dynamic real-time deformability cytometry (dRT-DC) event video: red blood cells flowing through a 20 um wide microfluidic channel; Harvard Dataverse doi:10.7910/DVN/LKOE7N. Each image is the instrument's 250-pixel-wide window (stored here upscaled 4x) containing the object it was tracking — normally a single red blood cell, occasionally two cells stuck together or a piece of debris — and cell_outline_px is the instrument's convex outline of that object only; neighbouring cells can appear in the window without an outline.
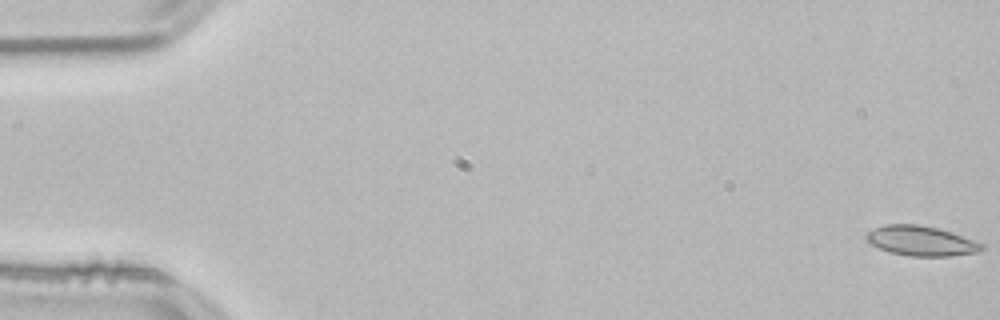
{"species": "common noctule bat (a hibernating species)", "species_latin": "Nyctalus noctula", "temperature_condition": "room temperature", "stored_images_in_passage": 54, "camera_frame_rate_fps": 3000, "um_per_image_px": 0.085, "animal": {"sex": "male", "body_mass_g": 21.5, "forearm_length_mm": 52.0}, "frame": {"image": 1, "passage_image": 1, "time_ms": 0.0, "image_size_px": [1000, 320], "cell_outline_px": [[984, 248], [980, 252], [948, 256], [908, 256], [892, 252], [880, 248], [872, 244], [864, 236], [868, 232], [884, 224], [920, 224], [952, 232], [984, 244]], "centroid_in_image_um": [78.33, 20.47], "position_along_channel_um": 6.7, "area_um2": 19.94}}
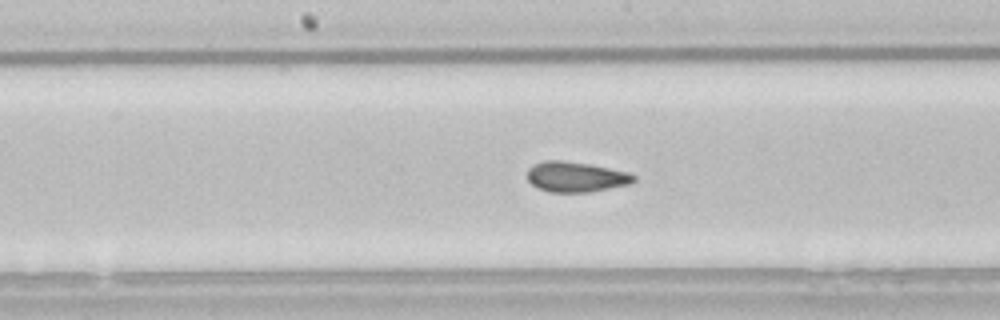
{"frame": {"image": 2, "passage_image": 28, "time_ms": 9.0, "image_size_px": [1000, 320], "cell_outline_px": [[636, 180], [632, 184], [588, 192], [548, 192], [532, 184], [528, 180], [528, 168], [532, 164], [544, 160], [560, 160], [588, 164], [628, 172], [636, 176]], "centroid_in_image_um": [48.95, 15.03], "position_along_channel_um": 199.2, "area_um2": 18.79}}
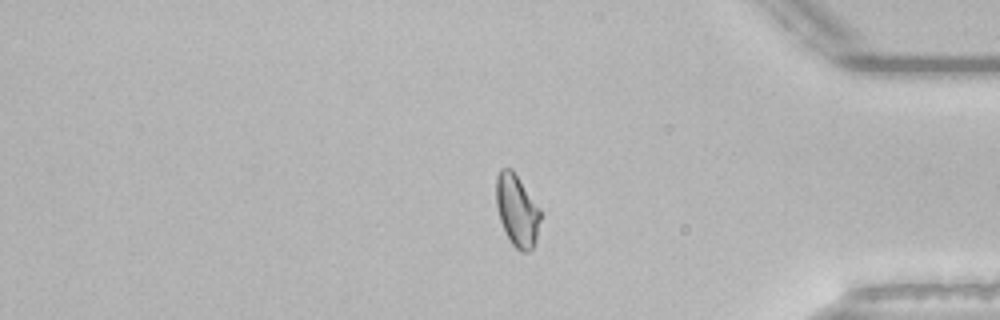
{"frame": {"image": 3, "passage_image": 45, "time_ms": 14.667, "image_size_px": [1000, 320], "cell_outline_px": [[540, 220], [536, 240], [532, 248], [528, 252], [520, 252], [512, 244], [500, 220], [496, 204], [496, 176], [500, 168], [512, 168], [540, 208]], "centroid_in_image_um": [43.94, 17.86], "position_along_channel_um": 391.3, "area_um2": 18.5}, "authors_computed_cell_mechanics": {"area_um2": 19.0451, "velocity_mm_per_s": 3.8243, "shape_relaxation_time_tau1_ms": 6.3917, "shape_relaxation_time_tau2_ms": 1.1768, "deformation_change_tau1": 0.11, "deformation_change_tau2": 0.0529}}